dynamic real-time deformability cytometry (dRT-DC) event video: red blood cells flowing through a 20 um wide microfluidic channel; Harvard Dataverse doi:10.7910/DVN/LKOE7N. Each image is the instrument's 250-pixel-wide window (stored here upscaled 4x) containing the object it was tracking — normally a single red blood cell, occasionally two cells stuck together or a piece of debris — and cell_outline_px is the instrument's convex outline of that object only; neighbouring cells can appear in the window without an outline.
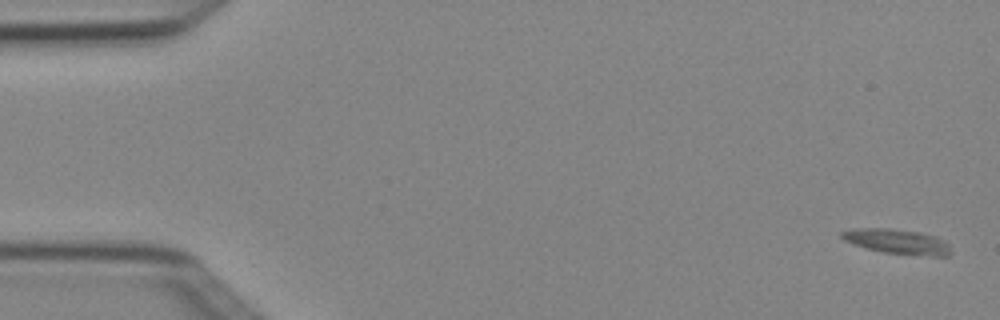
{"species": "Egyptian fruit bat (a non-hibernating species)", "species_latin": "Rousettus aegyptiacus", "temperature_condition": "cold", "stored_images_in_passage": 4, "camera_frame_rate_fps": 3000, "um_per_image_px": 0.085, "animal": {"sex": "female"}, "frame": {"image": 1, "passage_image": 1, "time_ms": 0.0, "image_size_px": [1000, 320], "cell_outline_px": [[952, 252], [948, 256], [932, 256], [884, 252], [868, 248], [844, 240], [840, 236], [840, 232], [856, 228], [888, 228], [920, 232], [936, 236], [944, 240], [948, 244]], "centroid_in_image_um": [76.31, 20.52], "position_along_channel_um": 8.7, "area_um2": 15.66}}
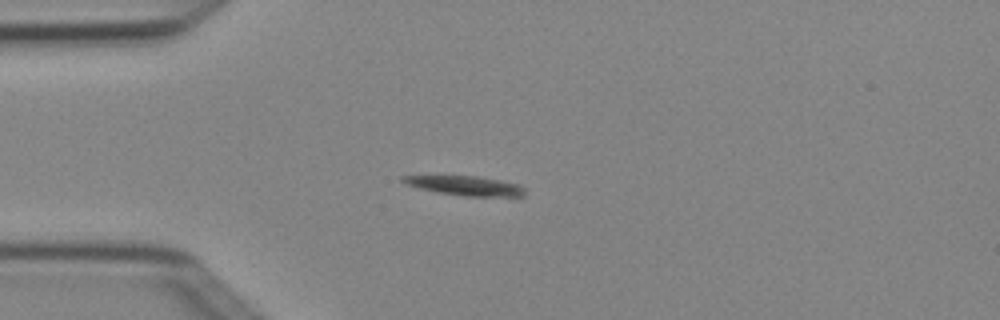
{"frame": {"image": 2, "passage_image": 4, "time_ms": 1.0, "image_size_px": [1000, 320], "cell_outline_px": [[524, 196], [464, 196], [436, 192], [420, 188], [408, 184], [400, 180], [400, 176], [476, 176], [500, 180], [520, 184], [524, 188]], "centroid_in_image_um": [39.58, 15.78], "position_along_channel_um": 45.4, "area_um2": 13.64}}